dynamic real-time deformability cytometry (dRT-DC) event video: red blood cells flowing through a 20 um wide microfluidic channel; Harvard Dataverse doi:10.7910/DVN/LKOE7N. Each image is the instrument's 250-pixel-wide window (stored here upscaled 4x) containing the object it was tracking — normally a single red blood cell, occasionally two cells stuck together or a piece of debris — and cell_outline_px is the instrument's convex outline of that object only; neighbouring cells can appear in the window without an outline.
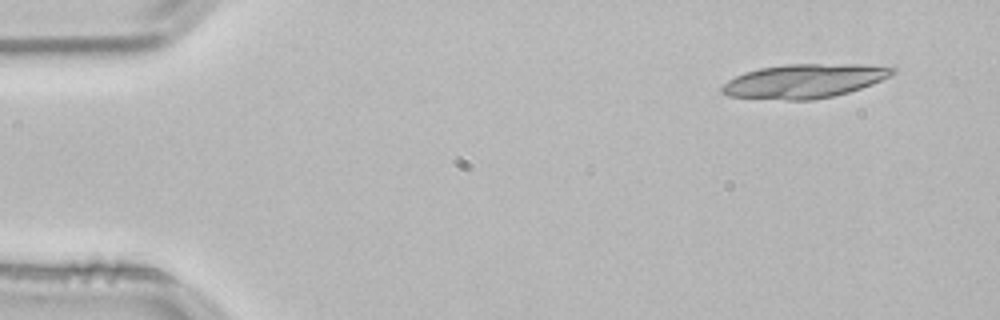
{"species": "common noctule bat (a hibernating species)", "species_latin": "Nyctalus noctula", "temperature_condition": "room temperature", "stored_images_in_passage": 15, "camera_frame_rate_fps": 3000, "um_per_image_px": 0.085, "animal": {"sex": "male", "body_mass_g": 21.5, "forearm_length_mm": 52.0}, "frame": {"image": 1, "passage_image": 1, "time_ms": 0.0, "image_size_px": [1000, 320], "cell_outline_px": [[896, 72], [872, 84], [848, 92], [832, 96], [812, 100], [788, 100], [728, 96], [720, 92], [720, 88], [728, 80], [744, 72], [760, 68], [788, 64], [864, 64], [896, 68]], "centroid_in_image_um": [68.34, 6.88], "position_along_channel_um": 16.7, "area_um2": 33.58}}